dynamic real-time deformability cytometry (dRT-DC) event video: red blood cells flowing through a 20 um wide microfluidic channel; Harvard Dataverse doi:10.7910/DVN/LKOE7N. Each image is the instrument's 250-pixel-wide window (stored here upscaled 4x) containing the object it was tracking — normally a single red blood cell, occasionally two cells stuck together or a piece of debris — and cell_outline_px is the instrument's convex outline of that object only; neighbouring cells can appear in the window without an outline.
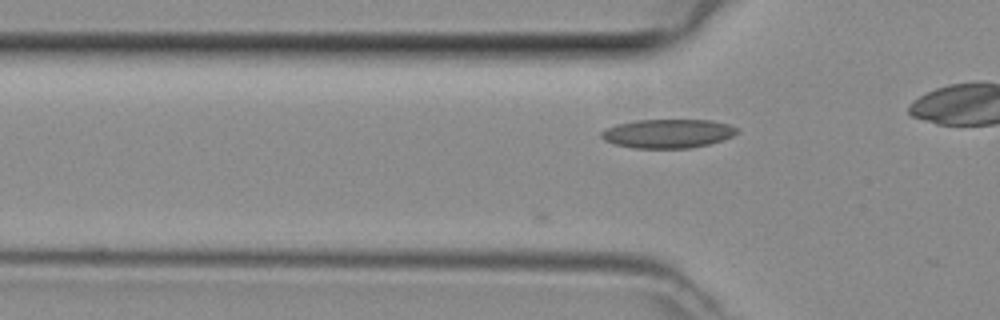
{"species": "common noctule bat (a hibernating species)", "species_latin": "Nyctalus noctula", "temperature_condition": "room temperature", "stored_images_in_passage": 3, "camera_frame_rate_fps": 3000, "um_per_image_px": 0.085, "animal": {"sex": "female", "body_mass_g": 29.2, "forearm_length_mm": 56.3}, "frame": {"image": 1, "passage_image": 3, "time_ms": 0.667, "image_size_px": [1000, 320], "cell_outline_px": [[740, 132], [732, 136], [708, 144], [692, 148], [632, 148], [616, 144], [604, 140], [600, 136], [600, 132], [616, 124], [636, 120], [712, 120], [728, 124], [736, 128]], "centroid_in_image_um": [56.76, 11.35], "position_along_channel_um": 69.0, "area_um2": 22.77}}